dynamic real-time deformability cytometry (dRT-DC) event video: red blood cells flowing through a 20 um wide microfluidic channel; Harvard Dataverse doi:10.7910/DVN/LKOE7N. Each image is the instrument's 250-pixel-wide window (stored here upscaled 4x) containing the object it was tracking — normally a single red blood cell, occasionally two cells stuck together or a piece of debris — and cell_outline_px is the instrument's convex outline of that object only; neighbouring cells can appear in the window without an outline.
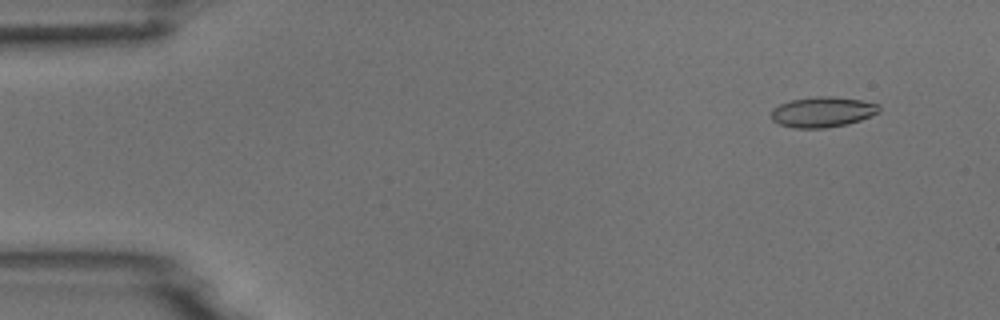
{"species": "common noctule bat (a hibernating species)", "species_latin": "Nyctalus noctula", "temperature_condition": "room temperature", "stored_images_in_passage": 6, "camera_frame_rate_fps": 3000, "um_per_image_px": 0.085, "animal": {"sex": "male", "body_mass_g": 18.8}, "frame": {"image": 1, "passage_image": 2, "time_ms": 1.333, "image_size_px": [1000, 320], "cell_outline_px": [[880, 112], [860, 120], [848, 124], [824, 128], [796, 128], [780, 124], [772, 120], [772, 108], [780, 104], [792, 100], [816, 96], [832, 96], [860, 100], [880, 104]], "centroid_in_image_um": [69.94, 9.51], "position_along_channel_um": 15.1, "area_um2": 19.07}}
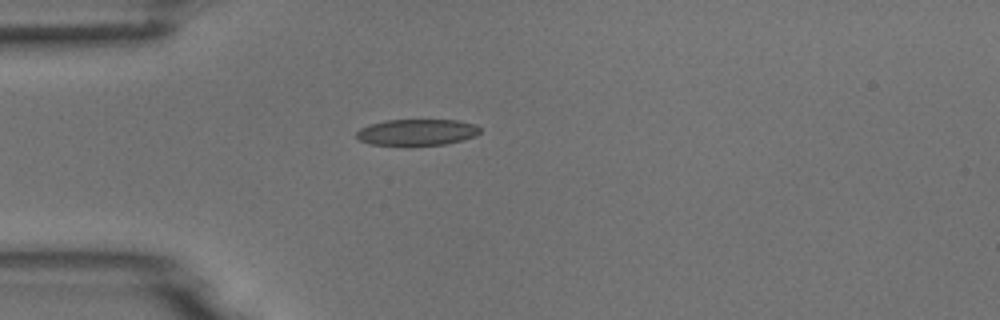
{"frame": {"image": 2, "passage_image": 5, "time_ms": 4.667, "image_size_px": [1000, 320], "cell_outline_px": [[480, 132], [476, 136], [464, 140], [444, 144], [412, 148], [368, 144], [360, 140], [356, 136], [356, 132], [360, 128], [368, 124], [384, 120], [456, 120], [476, 124], [480, 128]], "centroid_in_image_um": [35.41, 11.28], "position_along_channel_um": 49.6, "area_um2": 19.88}}